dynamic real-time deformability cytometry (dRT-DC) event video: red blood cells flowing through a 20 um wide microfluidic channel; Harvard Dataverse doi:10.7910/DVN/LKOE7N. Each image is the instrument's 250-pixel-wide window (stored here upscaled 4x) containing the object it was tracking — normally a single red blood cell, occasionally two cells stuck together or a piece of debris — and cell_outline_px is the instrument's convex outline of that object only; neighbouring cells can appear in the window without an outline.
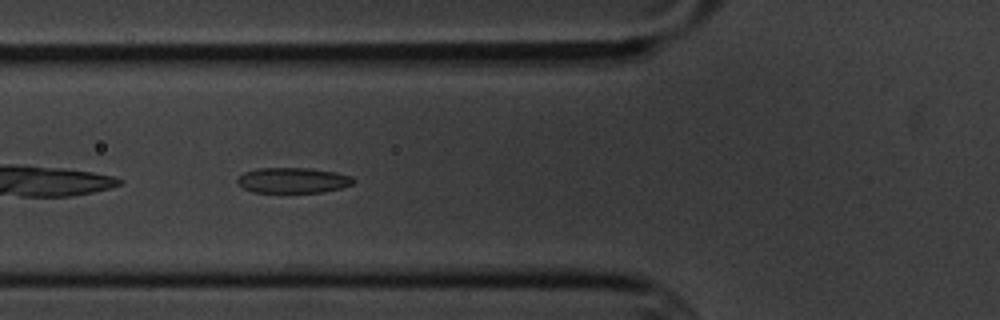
{"species": "common noctule bat (a hibernating species)", "species_latin": "Nyctalus noctula", "temperature_condition": "cold", "stored_images_in_passage": 8, "camera_frame_rate_fps": 3000, "um_per_image_px": 0.085, "animal": {"sex": "male", "body_mass_g": 20.1, "forearm_length_mm": 53.5}, "frame": {"image": 1, "passage_image": 7, "time_ms": 7.0, "image_size_px": [1000, 320], "cell_outline_px": [[356, 180], [352, 184], [340, 188], [324, 192], [252, 192], [236, 184], [236, 180], [244, 172], [256, 168], [312, 168], [336, 172], [352, 176]], "centroid_in_image_um": [24.89, 15.32], "position_along_channel_um": 100.9, "area_um2": 17.34}}
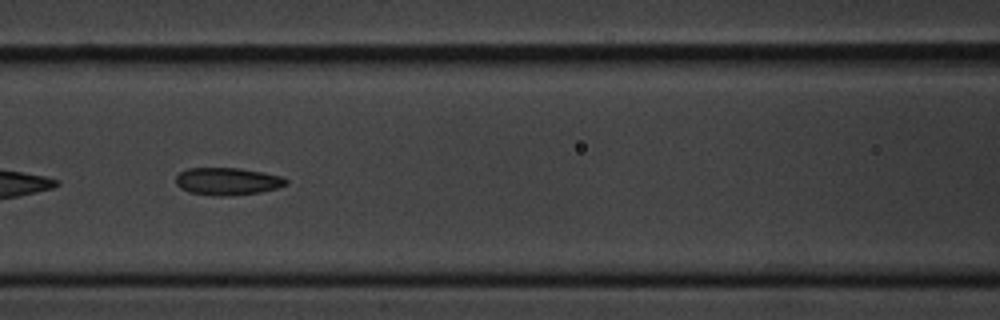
{"frame": {"image": 2, "passage_image": 8, "time_ms": 8.333, "image_size_px": [1000, 320], "cell_outline_px": [[288, 184], [276, 188], [260, 192], [224, 196], [216, 196], [188, 192], [180, 188], [176, 184], [176, 176], [180, 172], [188, 168], [240, 168], [264, 172], [280, 176], [288, 180]], "centroid_in_image_um": [19.32, 15.41], "position_along_channel_um": 147.3, "area_um2": 17.63}}